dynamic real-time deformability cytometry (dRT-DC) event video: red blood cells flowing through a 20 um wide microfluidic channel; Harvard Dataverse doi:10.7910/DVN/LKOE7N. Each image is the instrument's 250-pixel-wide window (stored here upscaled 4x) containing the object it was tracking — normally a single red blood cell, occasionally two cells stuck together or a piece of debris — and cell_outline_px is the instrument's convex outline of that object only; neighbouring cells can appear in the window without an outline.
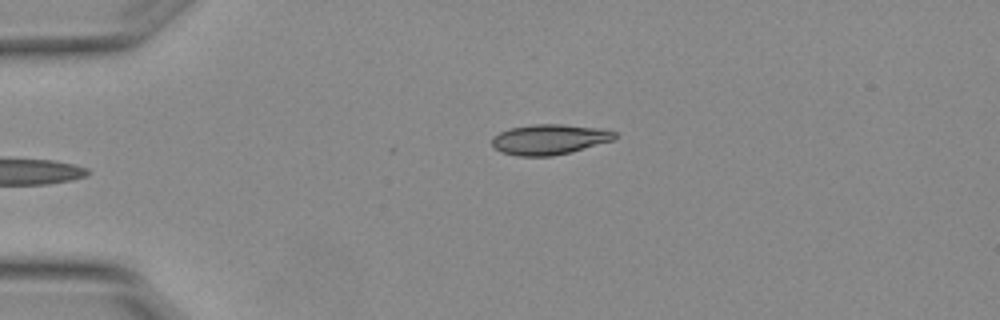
{"species": "Egyptian fruit bat (a non-hibernating species)", "species_latin": "Rousettus aegyptiacus", "temperature_condition": "warm", "stored_images_in_passage": 3, "camera_frame_rate_fps": 3000, "um_per_image_px": 0.085, "animal": {"sex": "female"}, "frame": {"image": 1, "passage_image": 3, "time_ms": 0.667, "image_size_px": [1000, 320], "cell_outline_px": [[616, 140], [572, 152], [552, 156], [516, 156], [500, 152], [492, 144], [492, 136], [500, 132], [512, 128], [532, 124], [560, 124], [604, 128], [616, 132]], "centroid_in_image_um": [46.75, 11.85], "position_along_channel_um": 38.3, "area_um2": 21.96}}